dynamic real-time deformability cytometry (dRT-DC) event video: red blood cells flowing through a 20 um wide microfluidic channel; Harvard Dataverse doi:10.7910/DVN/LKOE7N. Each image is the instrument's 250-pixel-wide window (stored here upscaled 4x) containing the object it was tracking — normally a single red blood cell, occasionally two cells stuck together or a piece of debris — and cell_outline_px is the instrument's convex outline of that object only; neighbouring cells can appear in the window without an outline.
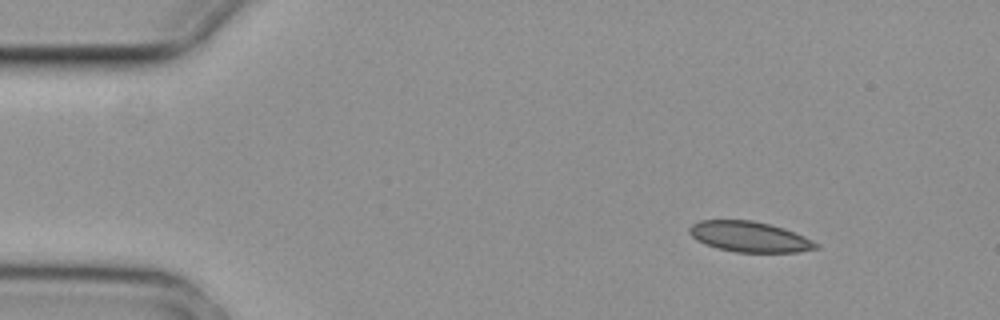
{"species": "common noctule bat (a hibernating species)", "species_latin": "Nyctalus noctula", "temperature_condition": "cold", "stored_images_in_passage": 4, "segment_of_instrument_passage": [1, 2], "camera_frame_rate_fps": 3000, "um_per_image_px": 0.085, "animal": {"sex": "female", "body_mass_g": 29.2, "forearm_length_mm": 56.3}, "frame": {"image": 1, "passage_image": 1, "time_ms": 0.0, "image_size_px": [1000, 320], "cell_outline_px": [[820, 248], [796, 252], [736, 252], [716, 248], [704, 244], [696, 240], [688, 232], [688, 228], [692, 224], [700, 220], [752, 220], [784, 228], [804, 236], [820, 244]], "centroid_in_image_um": [63.69, 20.12], "position_along_channel_um": 21.3, "area_um2": 22.6}}